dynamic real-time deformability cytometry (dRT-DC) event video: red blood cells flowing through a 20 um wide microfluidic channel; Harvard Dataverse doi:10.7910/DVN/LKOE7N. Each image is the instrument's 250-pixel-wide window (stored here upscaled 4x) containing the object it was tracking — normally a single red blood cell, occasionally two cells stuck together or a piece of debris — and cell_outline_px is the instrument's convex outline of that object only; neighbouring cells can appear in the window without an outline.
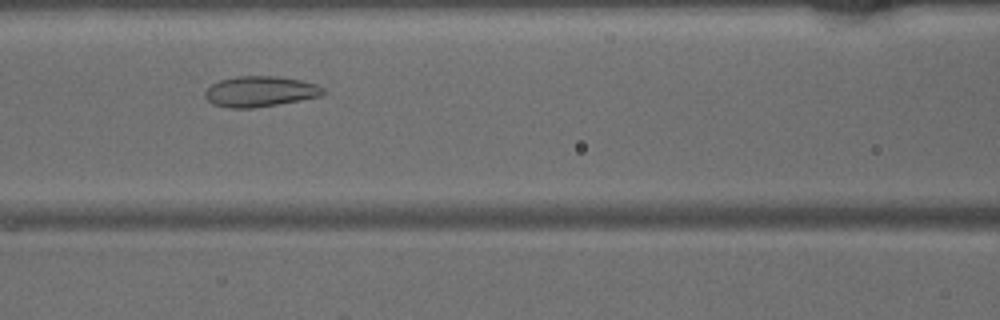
{"species": "common noctule bat (a hibernating species)", "species_latin": "Nyctalus noctula", "temperature_condition": "warm", "stored_images_in_passage": 40, "camera_frame_rate_fps": 3000, "um_per_image_px": 0.085, "animal": {"sex": "male", "body_mass_g": 15.6}, "frame": {"image": 1, "passage_image": 13, "time_ms": 4.0, "image_size_px": [1000, 320], "cell_outline_px": [[324, 92], [320, 96], [300, 100], [252, 108], [228, 108], [212, 104], [204, 96], [204, 92], [212, 84], [220, 80], [236, 76], [276, 76], [300, 80], [316, 84], [324, 88]], "centroid_in_image_um": [22.07, 7.77], "position_along_channel_um": 144.5, "area_um2": 20.92}}
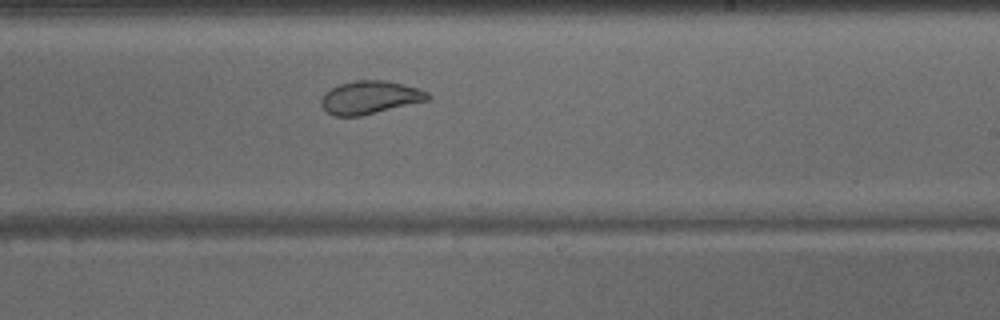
{"frame": {"image": 2, "passage_image": 21, "time_ms": 6.667, "image_size_px": [1000, 320], "cell_outline_px": [[432, 96], [428, 100], [360, 116], [332, 116], [320, 104], [320, 100], [324, 92], [340, 84], [356, 80], [384, 80], [404, 84], [420, 88], [428, 92]], "centroid_in_image_um": [31.45, 8.27], "position_along_channel_um": 257.6, "area_um2": 20.58}}
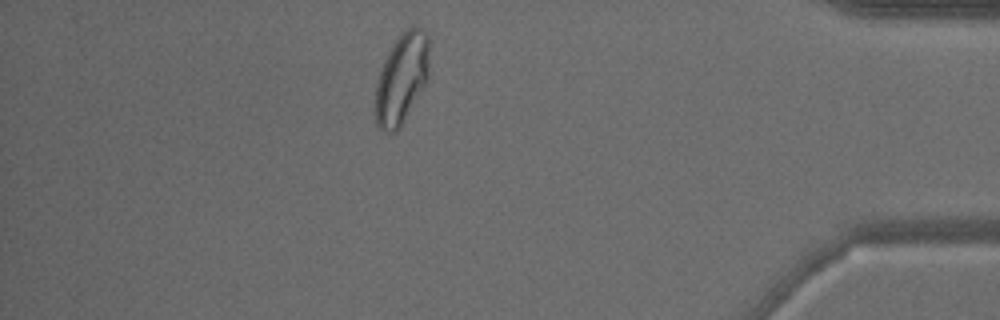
{"frame": {"image": 3, "passage_image": 34, "time_ms": 11.0, "image_size_px": [1000, 320], "cell_outline_px": [[428, 80], [400, 128], [396, 132], [388, 132], [380, 128], [376, 124], [376, 84], [384, 60], [388, 52], [400, 32], [412, 24], [420, 28], [428, 36]], "centroid_in_image_um": [34.15, 6.65], "position_along_channel_um": 401.0, "area_um2": 28.38}}